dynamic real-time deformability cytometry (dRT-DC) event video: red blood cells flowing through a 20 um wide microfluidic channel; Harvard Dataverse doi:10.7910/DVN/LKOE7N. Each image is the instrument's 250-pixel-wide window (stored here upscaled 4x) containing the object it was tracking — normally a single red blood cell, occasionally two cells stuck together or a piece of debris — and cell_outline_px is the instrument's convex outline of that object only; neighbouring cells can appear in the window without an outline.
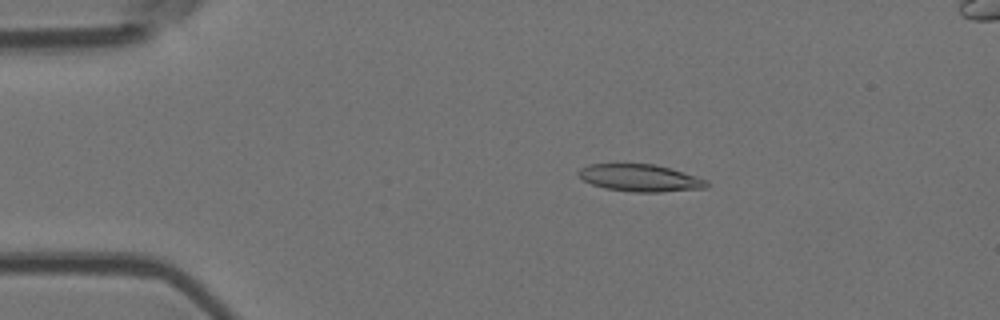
{"species": "Egyptian fruit bat (a non-hibernating species)", "species_latin": "Rousettus aegyptiacus", "temperature_condition": "room temperature", "stored_images_in_passage": 5, "camera_frame_rate_fps": 3000, "um_per_image_px": 0.085, "animal": {"sex": "female"}, "frame": {"image": 1, "passage_image": 3, "time_ms": 0.667, "image_size_px": [1000, 320], "cell_outline_px": [[708, 188], [660, 192], [632, 192], [604, 188], [592, 184], [584, 180], [576, 172], [580, 168], [588, 164], [656, 164], [696, 176], [708, 180]], "centroid_in_image_um": [54.42, 15.13], "position_along_channel_um": 30.6, "area_um2": 20.35}}